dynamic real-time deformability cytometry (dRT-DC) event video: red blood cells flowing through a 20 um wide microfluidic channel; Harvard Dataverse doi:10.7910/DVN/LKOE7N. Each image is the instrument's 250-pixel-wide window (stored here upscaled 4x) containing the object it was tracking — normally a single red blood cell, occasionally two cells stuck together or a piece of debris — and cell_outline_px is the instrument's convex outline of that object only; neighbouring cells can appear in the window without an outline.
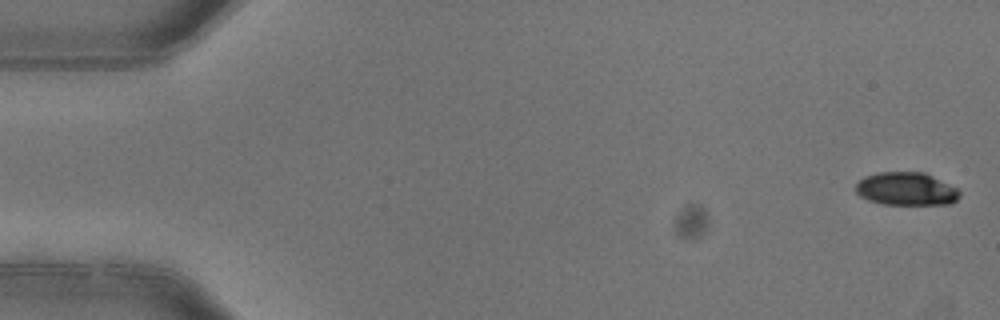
{"species": "common noctule bat (a hibernating species)", "species_latin": "Nyctalus noctula", "temperature_condition": "warm", "stored_images_in_passage": 4, "camera_frame_rate_fps": 3000, "um_per_image_px": 0.085, "animal": {"sex": "female"}, "frame": {"image": 1, "passage_image": 1, "time_ms": 0.0, "image_size_px": [1000, 320], "cell_outline_px": [[960, 196], [956, 200], [948, 204], [880, 204], [868, 200], [860, 196], [856, 192], [856, 184], [864, 176], [876, 172], [924, 172], [956, 188], [960, 192]], "centroid_in_image_um": [76.99, 16.05], "position_along_channel_um": 8.0, "area_um2": 19.94}}
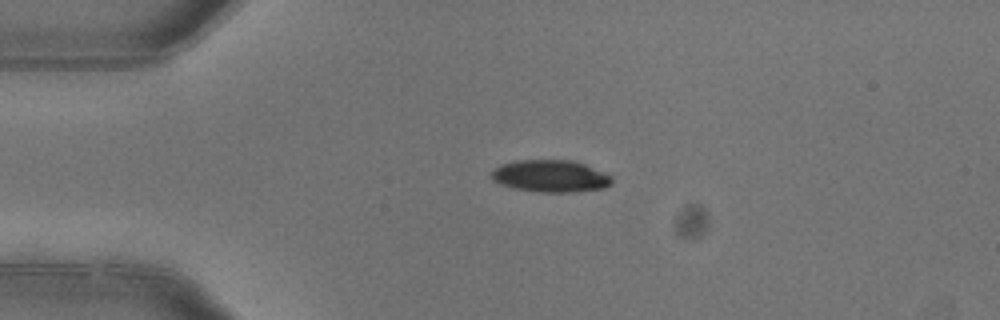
{"frame": {"image": 2, "passage_image": 4, "time_ms": 1.0, "image_size_px": [1000, 320], "cell_outline_px": [[612, 184], [604, 188], [572, 192], [540, 192], [512, 188], [500, 184], [492, 180], [488, 176], [488, 172], [500, 164], [516, 160], [572, 160], [584, 164], [604, 172], [612, 176]], "centroid_in_image_um": [46.73, 14.96], "position_along_channel_um": 38.3, "area_um2": 22.89}}